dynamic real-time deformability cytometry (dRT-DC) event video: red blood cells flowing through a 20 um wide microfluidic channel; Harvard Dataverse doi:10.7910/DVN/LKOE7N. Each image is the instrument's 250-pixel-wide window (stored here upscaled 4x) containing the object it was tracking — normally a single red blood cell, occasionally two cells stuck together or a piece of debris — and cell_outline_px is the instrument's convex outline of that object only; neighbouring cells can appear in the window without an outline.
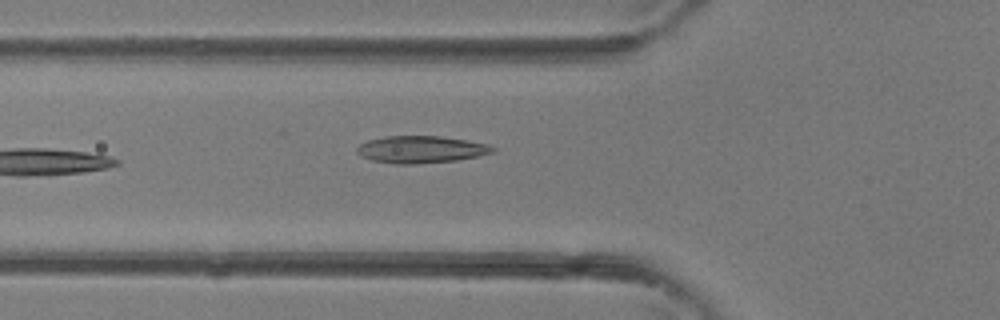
{"species": "common noctule bat (a hibernating species)", "species_latin": "Nyctalus noctula", "temperature_condition": "room temperature", "stored_images_in_passage": 5, "camera_frame_rate_fps": 3000, "um_per_image_px": 0.085, "animal": {"sex": "female"}, "frame": {"image": 1, "passage_image": 5, "time_ms": 1.333, "image_size_px": [1000, 320], "cell_outline_px": [[496, 152], [456, 160], [416, 164], [392, 164], [372, 160], [360, 156], [356, 152], [356, 148], [360, 144], [368, 140], [384, 136], [440, 136], [468, 140], [488, 144], [496, 148]], "centroid_in_image_um": [35.77, 12.7], "position_along_channel_um": 90.0, "area_um2": 21.62}}